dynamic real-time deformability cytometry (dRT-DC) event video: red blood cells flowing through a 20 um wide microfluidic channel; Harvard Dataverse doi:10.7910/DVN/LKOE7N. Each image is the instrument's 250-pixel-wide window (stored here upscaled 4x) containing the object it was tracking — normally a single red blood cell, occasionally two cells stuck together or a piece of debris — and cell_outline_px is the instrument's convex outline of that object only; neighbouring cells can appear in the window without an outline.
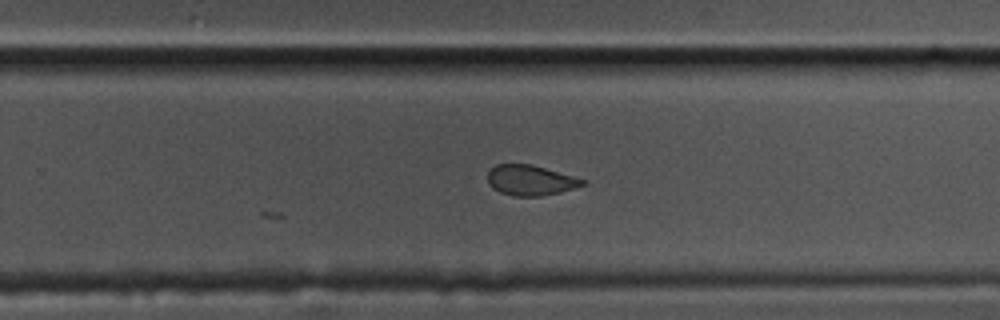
{"species": "common noctule bat (a hibernating species)", "species_latin": "Nyctalus noctula", "temperature_condition": "cold", "stored_images_in_passage": 31, "camera_frame_rate_fps": 3000, "um_per_image_px": 0.085, "animal": {"sex": "male", "body_mass_g": 17.5, "forearm_length_mm": 52.3}, "frame": {"image": 1, "passage_image": 31, "time_ms": 10.0, "image_size_px": [1000, 320], "cell_outline_px": [[588, 180], [584, 184], [560, 192], [540, 196], [512, 196], [500, 192], [492, 188], [488, 184], [488, 172], [496, 164], [532, 164]], "centroid_in_image_um": [45.07, 15.32], "position_along_channel_um": 284.7, "area_um2": 16.76}}